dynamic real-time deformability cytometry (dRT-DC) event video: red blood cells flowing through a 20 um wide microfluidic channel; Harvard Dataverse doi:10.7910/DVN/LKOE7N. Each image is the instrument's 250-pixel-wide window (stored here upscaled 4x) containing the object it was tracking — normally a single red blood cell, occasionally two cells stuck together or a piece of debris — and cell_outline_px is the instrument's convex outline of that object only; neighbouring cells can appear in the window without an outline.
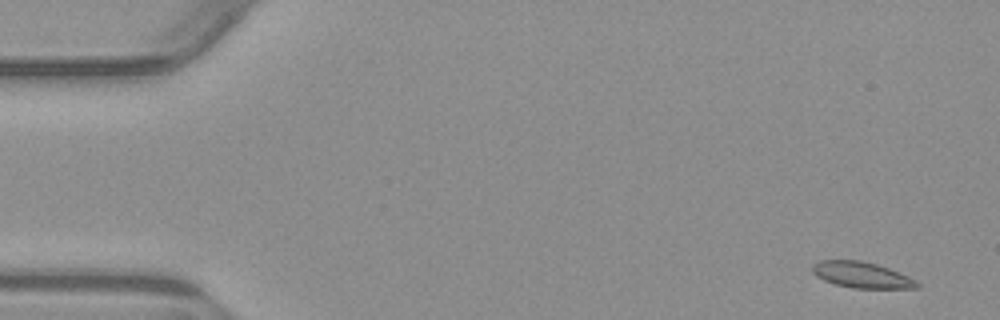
{"species": "common noctule bat (a hibernating species)", "species_latin": "Nyctalus noctula", "temperature_condition": "warm", "stored_images_in_passage": 4, "camera_frame_rate_fps": 3000, "um_per_image_px": 0.085, "animal": {"sex": "male", "body_mass_g": 23.1, "forearm_length_mm": 52.7}, "frame": {"image": 1, "passage_image": 4, "time_ms": 5.333, "image_size_px": [1000, 320], "cell_outline_px": [[920, 288], [852, 288], [836, 284], [824, 280], [816, 276], [812, 272], [812, 264], [820, 260], [860, 260], [876, 264], [888, 268], [908, 276], [916, 280], [920, 284]], "centroid_in_image_um": [73.24, 23.37], "position_along_channel_um": 11.8, "area_um2": 15.84}}